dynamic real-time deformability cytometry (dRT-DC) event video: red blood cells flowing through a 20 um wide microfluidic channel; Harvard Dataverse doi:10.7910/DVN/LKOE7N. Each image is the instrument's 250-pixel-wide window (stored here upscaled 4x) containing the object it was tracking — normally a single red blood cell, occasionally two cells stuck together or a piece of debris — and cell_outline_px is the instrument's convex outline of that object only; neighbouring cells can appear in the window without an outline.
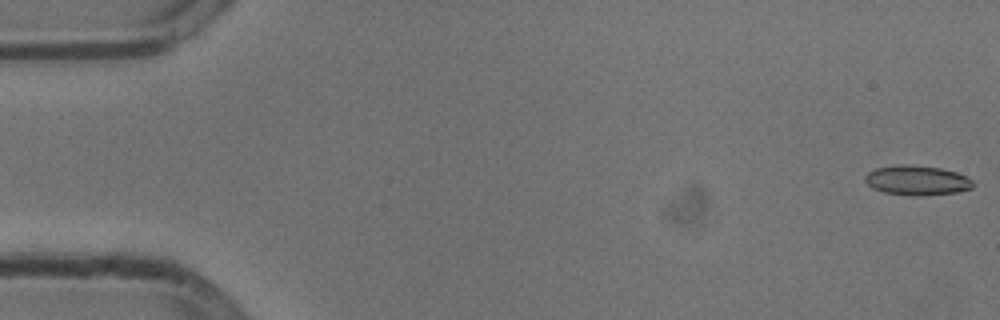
{"species": "common noctule bat (a hibernating species)", "species_latin": "Nyctalus noctula", "temperature_condition": "cold", "stored_images_in_passage": 32, "camera_frame_rate_fps": 3000, "um_per_image_px": 0.085, "animal": {"sex": "male", "body_mass_g": 13.3}, "frame": {"image": 1, "passage_image": 1, "time_ms": 0.0, "image_size_px": [1000, 320], "cell_outline_px": [[972, 188], [956, 192], [916, 196], [912, 196], [884, 192], [872, 188], [864, 180], [864, 176], [868, 172], [876, 168], [900, 164], [908, 164], [940, 168], [956, 172], [972, 180]], "centroid_in_image_um": [77.9, 15.32], "position_along_channel_um": 7.1, "area_um2": 18.55}}
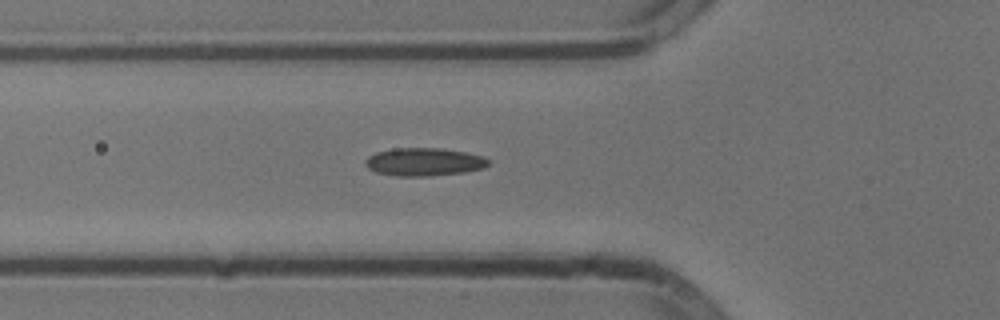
{"frame": {"image": 2, "passage_image": 19, "time_ms": 6.0, "image_size_px": [1000, 320], "cell_outline_px": [[488, 164], [484, 168], [464, 172], [428, 176], [396, 176], [376, 172], [368, 168], [364, 164], [364, 160], [368, 156], [376, 152], [392, 148], [440, 148], [464, 152], [484, 156], [488, 160]], "centroid_in_image_um": [36.01, 13.76], "position_along_channel_um": 89.8, "area_um2": 20.11}}
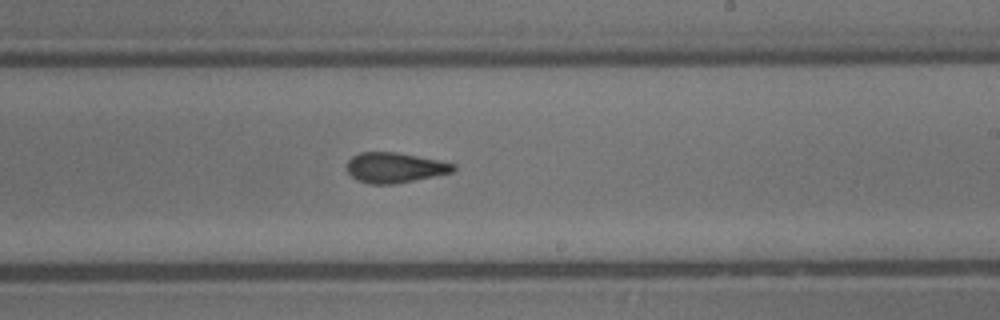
{"frame": {"image": 3, "passage_image": 32, "time_ms": 10.333, "image_size_px": [1000, 320], "cell_outline_px": [[456, 168], [452, 172], [392, 184], [368, 184], [356, 180], [348, 172], [348, 160], [352, 156], [360, 152], [396, 152], [456, 164]], "centroid_in_image_um": [33.51, 14.24], "position_along_channel_um": 255.5, "area_um2": 18.44}}